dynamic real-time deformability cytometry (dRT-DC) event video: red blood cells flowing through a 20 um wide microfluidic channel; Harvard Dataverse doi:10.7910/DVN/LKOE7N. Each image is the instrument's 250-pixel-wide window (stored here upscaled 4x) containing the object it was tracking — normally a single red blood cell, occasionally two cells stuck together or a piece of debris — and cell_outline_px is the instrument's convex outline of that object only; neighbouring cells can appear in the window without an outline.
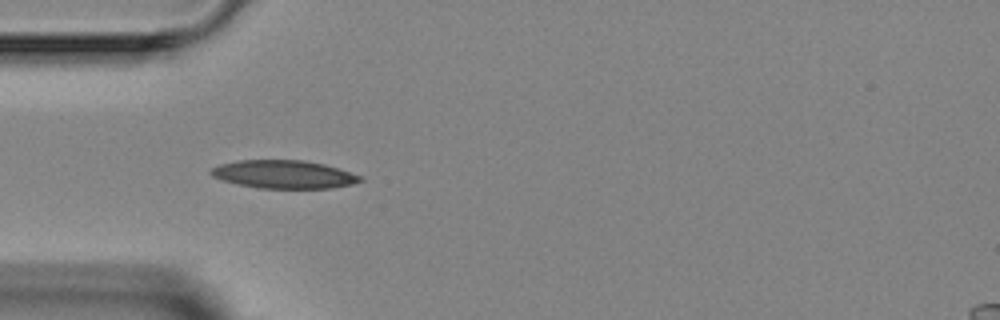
{"species": "Egyptian fruit bat (a non-hibernating species)", "species_latin": "Rousettus aegyptiacus", "temperature_condition": "room temperature", "stored_images_in_passage": 5, "camera_frame_rate_fps": 3000, "um_per_image_px": 0.085, "animal": {"sex": "female"}, "frame": {"image": 1, "passage_image": 4, "time_ms": 3.667, "image_size_px": [1000, 320], "cell_outline_px": [[364, 180], [352, 184], [332, 188], [256, 188], [236, 184], [212, 176], [208, 172], [212, 168], [220, 164], [240, 160], [304, 160], [324, 164], [364, 176]], "centroid_in_image_um": [24.15, 14.82], "position_along_channel_um": 60.9, "area_um2": 24.57}}
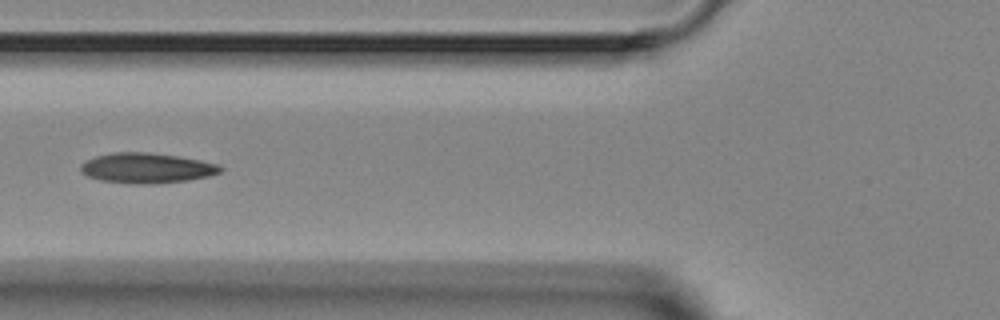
{"frame": {"image": 2, "passage_image": 5, "time_ms": 5.0, "image_size_px": [1000, 320], "cell_outline_px": [[224, 168], [220, 172], [208, 176], [188, 180], [152, 184], [132, 184], [100, 180], [88, 176], [80, 172], [80, 164], [96, 156], [112, 152], [148, 152], [180, 156], [220, 164]], "centroid_in_image_um": [12.47, 14.28], "position_along_channel_um": 113.3, "area_um2": 24.74}}